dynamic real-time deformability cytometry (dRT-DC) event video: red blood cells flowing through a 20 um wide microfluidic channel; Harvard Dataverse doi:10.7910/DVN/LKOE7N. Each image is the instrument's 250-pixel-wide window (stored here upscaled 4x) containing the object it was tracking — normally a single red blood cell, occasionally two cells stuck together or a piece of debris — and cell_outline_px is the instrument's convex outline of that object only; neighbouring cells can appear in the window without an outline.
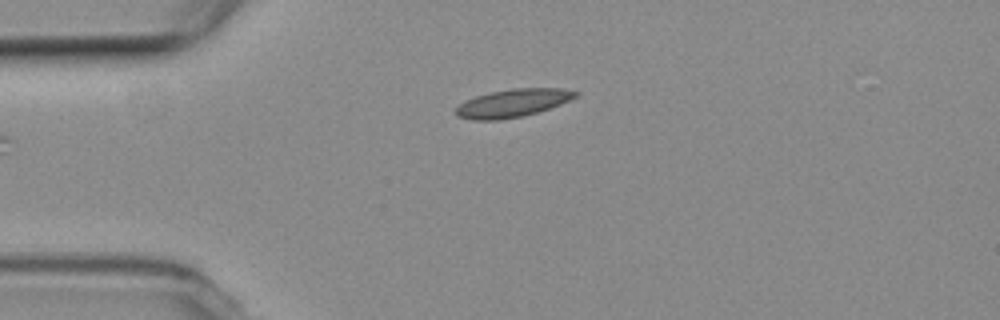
{"species": "common noctule bat (a hibernating species)", "species_latin": "Nyctalus noctula", "temperature_condition": "room temperature", "stored_images_in_passage": 40, "camera_frame_rate_fps": 3000, "um_per_image_px": 0.085, "animal": {"sex": "female", "body_mass_g": 19.3, "forearm_length_mm": 54.1}, "frame": {"image": 1, "passage_image": 1, "time_ms": 0.0, "image_size_px": [1000, 320], "cell_outline_px": [[580, 96], [572, 100], [524, 116], [500, 120], [472, 120], [456, 116], [456, 108], [464, 100], [476, 96], [492, 92], [512, 88], [564, 88], [580, 92]], "centroid_in_image_um": [43.62, 8.76], "position_along_channel_um": 41.4, "area_um2": 19.65}}
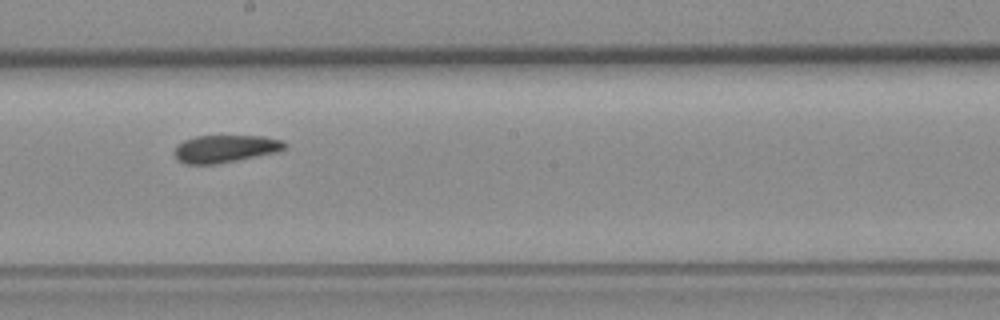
{"frame": {"image": 2, "passage_image": 18, "time_ms": 5.667, "image_size_px": [1000, 320], "cell_outline_px": [[288, 148], [276, 152], [216, 164], [184, 164], [172, 152], [176, 144], [184, 140], [196, 136], [264, 136], [284, 140], [288, 144]], "centroid_in_image_um": [19.16, 12.63], "position_along_channel_um": 229.0, "area_um2": 17.8}}
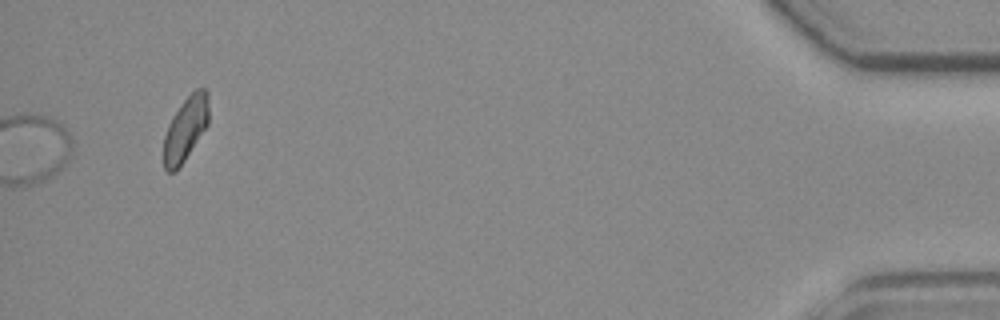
{"frame": {"image": 3, "passage_image": 40, "time_ms": 13.0, "image_size_px": [1000, 320], "cell_outline_px": [[208, 124], [184, 160], [172, 172], [168, 172], [164, 168], [164, 136], [168, 124], [172, 116], [180, 104], [196, 88], [208, 88]], "centroid_in_image_um": [15.77, 10.89], "position_along_channel_um": 419.4, "area_um2": 16.59}, "authors_computed_cell_mechanics": {"area_um2": 18.2937, "velocity_mm_per_s": 3.7237, "shape_relaxation_time_tau1_ms": null, "shape_relaxation_time_tau2_ms": 3.0225, "deformation_change_tau1": null, "deformation_change_tau2": 0.0723}}